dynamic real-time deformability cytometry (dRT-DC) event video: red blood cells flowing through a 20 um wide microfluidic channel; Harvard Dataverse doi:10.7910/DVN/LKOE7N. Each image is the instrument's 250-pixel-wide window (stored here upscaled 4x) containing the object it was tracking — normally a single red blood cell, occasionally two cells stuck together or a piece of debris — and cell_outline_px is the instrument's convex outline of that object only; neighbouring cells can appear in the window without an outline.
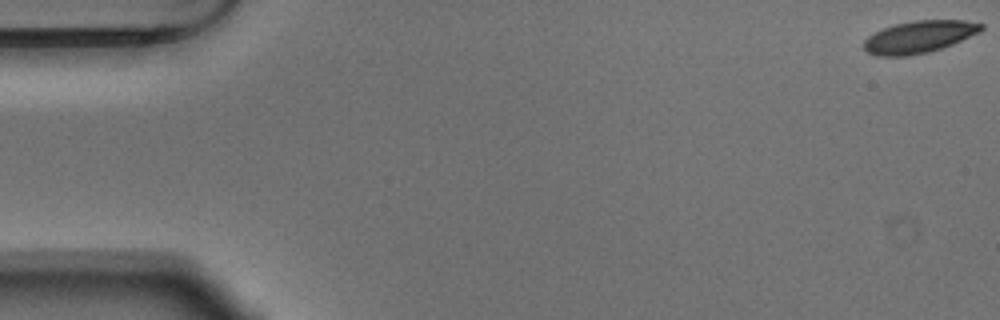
{"species": "Egyptian fruit bat (a non-hibernating species)", "species_latin": "Rousettus aegyptiacus", "temperature_condition": "warm", "stored_images_in_passage": 55, "camera_frame_rate_fps": 3000, "um_per_image_px": 0.085, "animal": {"sex": "male"}, "frame": {"image": 1, "passage_image": 1, "time_ms": 0.0, "image_size_px": [1000, 320], "cell_outline_px": [[984, 28], [980, 32], [952, 44], [928, 52], [908, 56], [876, 56], [868, 52], [864, 48], [864, 40], [868, 36], [884, 28], [896, 24], [916, 20], [964, 20], [984, 24]], "centroid_in_image_um": [78.14, 3.13], "position_along_channel_um": 6.9, "area_um2": 21.85}}
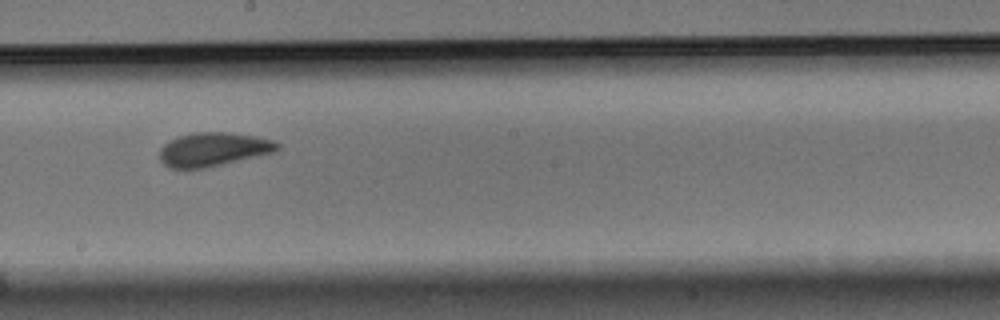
{"frame": {"image": 2, "passage_image": 31, "time_ms": 10.0, "image_size_px": [1000, 320], "cell_outline_px": [[280, 148], [272, 152], [204, 168], [168, 168], [160, 160], [160, 148], [164, 144], [180, 136], [192, 132], [232, 132], [256, 136], [272, 140], [280, 144]], "centroid_in_image_um": [18.11, 12.68], "position_along_channel_um": 230.1, "area_um2": 22.89}}
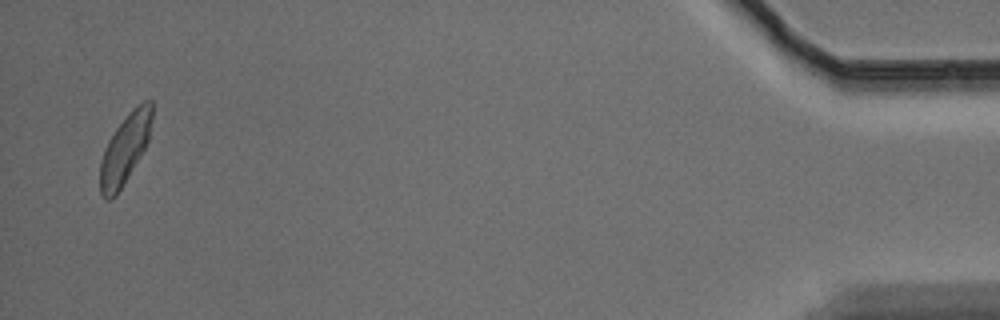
{"frame": {"image": 3, "passage_image": 54, "time_ms": 17.667, "image_size_px": [1000, 320], "cell_outline_px": [[152, 120], [148, 140], [140, 156], [116, 196], [112, 200], [104, 200], [100, 192], [100, 160], [104, 148], [108, 140], [116, 128], [128, 112], [132, 108], [144, 100], [152, 100]], "centroid_in_image_um": [10.6, 12.66], "position_along_channel_um": 424.6, "area_um2": 21.04}, "authors_computed_cell_mechanics": {"area_um2": 22.7154, "velocity_mm_per_s": 3.655, "shape_relaxation_time_tau1_ms": 4.4449, "shape_relaxation_time_tau2_ms": 1.8447, "deformation_change_tau1": 0.1301, "deformation_change_tau2": 0.0554}}